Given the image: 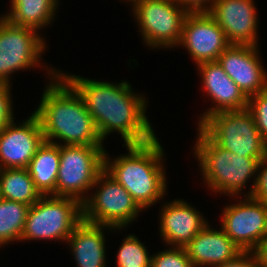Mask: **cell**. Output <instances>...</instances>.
I'll return each instance as SVG.
<instances>
[{
	"label": "cell",
	"mask_w": 267,
	"mask_h": 267,
	"mask_svg": "<svg viewBox=\"0 0 267 267\" xmlns=\"http://www.w3.org/2000/svg\"><path fill=\"white\" fill-rule=\"evenodd\" d=\"M184 46L196 65L217 61L230 45L219 24L208 12L189 13L178 46Z\"/></svg>",
	"instance_id": "obj_12"
},
{
	"label": "cell",
	"mask_w": 267,
	"mask_h": 267,
	"mask_svg": "<svg viewBox=\"0 0 267 267\" xmlns=\"http://www.w3.org/2000/svg\"><path fill=\"white\" fill-rule=\"evenodd\" d=\"M59 165V145L44 141L27 167L36 189L42 196H56V181Z\"/></svg>",
	"instance_id": "obj_20"
},
{
	"label": "cell",
	"mask_w": 267,
	"mask_h": 267,
	"mask_svg": "<svg viewBox=\"0 0 267 267\" xmlns=\"http://www.w3.org/2000/svg\"><path fill=\"white\" fill-rule=\"evenodd\" d=\"M160 214V236L166 245L185 247L208 222L190 203L176 199L164 204Z\"/></svg>",
	"instance_id": "obj_17"
},
{
	"label": "cell",
	"mask_w": 267,
	"mask_h": 267,
	"mask_svg": "<svg viewBox=\"0 0 267 267\" xmlns=\"http://www.w3.org/2000/svg\"><path fill=\"white\" fill-rule=\"evenodd\" d=\"M215 267H262L256 252L243 251L236 258L231 261L224 262L221 265Z\"/></svg>",
	"instance_id": "obj_29"
},
{
	"label": "cell",
	"mask_w": 267,
	"mask_h": 267,
	"mask_svg": "<svg viewBox=\"0 0 267 267\" xmlns=\"http://www.w3.org/2000/svg\"><path fill=\"white\" fill-rule=\"evenodd\" d=\"M256 179L253 181V185L244 195L250 196L257 201H261L264 204H267V155L259 161Z\"/></svg>",
	"instance_id": "obj_27"
},
{
	"label": "cell",
	"mask_w": 267,
	"mask_h": 267,
	"mask_svg": "<svg viewBox=\"0 0 267 267\" xmlns=\"http://www.w3.org/2000/svg\"><path fill=\"white\" fill-rule=\"evenodd\" d=\"M96 186V192L87 195L82 203V220L120 230L143 212L130 193L104 169L98 174L92 189Z\"/></svg>",
	"instance_id": "obj_7"
},
{
	"label": "cell",
	"mask_w": 267,
	"mask_h": 267,
	"mask_svg": "<svg viewBox=\"0 0 267 267\" xmlns=\"http://www.w3.org/2000/svg\"><path fill=\"white\" fill-rule=\"evenodd\" d=\"M262 267H267V236L261 242L259 248L255 251Z\"/></svg>",
	"instance_id": "obj_31"
},
{
	"label": "cell",
	"mask_w": 267,
	"mask_h": 267,
	"mask_svg": "<svg viewBox=\"0 0 267 267\" xmlns=\"http://www.w3.org/2000/svg\"><path fill=\"white\" fill-rule=\"evenodd\" d=\"M247 109L253 114L256 126L267 145V89L248 98Z\"/></svg>",
	"instance_id": "obj_26"
},
{
	"label": "cell",
	"mask_w": 267,
	"mask_h": 267,
	"mask_svg": "<svg viewBox=\"0 0 267 267\" xmlns=\"http://www.w3.org/2000/svg\"><path fill=\"white\" fill-rule=\"evenodd\" d=\"M49 69L50 80L53 81L46 85L40 105L34 111L40 120L45 141L58 145L103 146L83 98L60 71Z\"/></svg>",
	"instance_id": "obj_2"
},
{
	"label": "cell",
	"mask_w": 267,
	"mask_h": 267,
	"mask_svg": "<svg viewBox=\"0 0 267 267\" xmlns=\"http://www.w3.org/2000/svg\"><path fill=\"white\" fill-rule=\"evenodd\" d=\"M204 91L215 106L202 113L198 126L210 115L222 111L243 110L248 106V98L227 75L218 61L203 62L198 65Z\"/></svg>",
	"instance_id": "obj_16"
},
{
	"label": "cell",
	"mask_w": 267,
	"mask_h": 267,
	"mask_svg": "<svg viewBox=\"0 0 267 267\" xmlns=\"http://www.w3.org/2000/svg\"><path fill=\"white\" fill-rule=\"evenodd\" d=\"M151 267H193L184 247L172 246L151 257Z\"/></svg>",
	"instance_id": "obj_25"
},
{
	"label": "cell",
	"mask_w": 267,
	"mask_h": 267,
	"mask_svg": "<svg viewBox=\"0 0 267 267\" xmlns=\"http://www.w3.org/2000/svg\"><path fill=\"white\" fill-rule=\"evenodd\" d=\"M37 32L0 17V83L10 84L13 72L40 66L41 54L47 47Z\"/></svg>",
	"instance_id": "obj_10"
},
{
	"label": "cell",
	"mask_w": 267,
	"mask_h": 267,
	"mask_svg": "<svg viewBox=\"0 0 267 267\" xmlns=\"http://www.w3.org/2000/svg\"><path fill=\"white\" fill-rule=\"evenodd\" d=\"M189 13L209 12L216 0H174ZM209 3V6H208Z\"/></svg>",
	"instance_id": "obj_30"
},
{
	"label": "cell",
	"mask_w": 267,
	"mask_h": 267,
	"mask_svg": "<svg viewBox=\"0 0 267 267\" xmlns=\"http://www.w3.org/2000/svg\"><path fill=\"white\" fill-rule=\"evenodd\" d=\"M258 52V46L230 44L217 60L247 98L267 89V72Z\"/></svg>",
	"instance_id": "obj_14"
},
{
	"label": "cell",
	"mask_w": 267,
	"mask_h": 267,
	"mask_svg": "<svg viewBox=\"0 0 267 267\" xmlns=\"http://www.w3.org/2000/svg\"><path fill=\"white\" fill-rule=\"evenodd\" d=\"M117 252V267H151L152 256L134 234L123 240Z\"/></svg>",
	"instance_id": "obj_24"
},
{
	"label": "cell",
	"mask_w": 267,
	"mask_h": 267,
	"mask_svg": "<svg viewBox=\"0 0 267 267\" xmlns=\"http://www.w3.org/2000/svg\"><path fill=\"white\" fill-rule=\"evenodd\" d=\"M60 74L83 98L103 141L113 131L121 134L125 145L143 144L156 138L145 114L147 101L133 92L129 82L115 84Z\"/></svg>",
	"instance_id": "obj_1"
},
{
	"label": "cell",
	"mask_w": 267,
	"mask_h": 267,
	"mask_svg": "<svg viewBox=\"0 0 267 267\" xmlns=\"http://www.w3.org/2000/svg\"><path fill=\"white\" fill-rule=\"evenodd\" d=\"M200 127L218 146L242 157L264 158L267 145L253 114L243 110L222 111L207 117Z\"/></svg>",
	"instance_id": "obj_5"
},
{
	"label": "cell",
	"mask_w": 267,
	"mask_h": 267,
	"mask_svg": "<svg viewBox=\"0 0 267 267\" xmlns=\"http://www.w3.org/2000/svg\"><path fill=\"white\" fill-rule=\"evenodd\" d=\"M14 121L0 131V169L27 168L45 141L40 120L35 113L20 125Z\"/></svg>",
	"instance_id": "obj_13"
},
{
	"label": "cell",
	"mask_w": 267,
	"mask_h": 267,
	"mask_svg": "<svg viewBox=\"0 0 267 267\" xmlns=\"http://www.w3.org/2000/svg\"><path fill=\"white\" fill-rule=\"evenodd\" d=\"M126 1H132L131 3H133L132 5H134L137 1H140V0H126Z\"/></svg>",
	"instance_id": "obj_32"
},
{
	"label": "cell",
	"mask_w": 267,
	"mask_h": 267,
	"mask_svg": "<svg viewBox=\"0 0 267 267\" xmlns=\"http://www.w3.org/2000/svg\"><path fill=\"white\" fill-rule=\"evenodd\" d=\"M10 89V84L0 83V131L14 119Z\"/></svg>",
	"instance_id": "obj_28"
},
{
	"label": "cell",
	"mask_w": 267,
	"mask_h": 267,
	"mask_svg": "<svg viewBox=\"0 0 267 267\" xmlns=\"http://www.w3.org/2000/svg\"><path fill=\"white\" fill-rule=\"evenodd\" d=\"M116 228L82 220L68 237L77 267H106L105 229Z\"/></svg>",
	"instance_id": "obj_19"
},
{
	"label": "cell",
	"mask_w": 267,
	"mask_h": 267,
	"mask_svg": "<svg viewBox=\"0 0 267 267\" xmlns=\"http://www.w3.org/2000/svg\"><path fill=\"white\" fill-rule=\"evenodd\" d=\"M59 148L56 196L73 198L82 204L87 198L85 193L92 190L98 174L104 169V147L59 144Z\"/></svg>",
	"instance_id": "obj_8"
},
{
	"label": "cell",
	"mask_w": 267,
	"mask_h": 267,
	"mask_svg": "<svg viewBox=\"0 0 267 267\" xmlns=\"http://www.w3.org/2000/svg\"><path fill=\"white\" fill-rule=\"evenodd\" d=\"M0 196L29 206L42 197L27 168L0 169Z\"/></svg>",
	"instance_id": "obj_22"
},
{
	"label": "cell",
	"mask_w": 267,
	"mask_h": 267,
	"mask_svg": "<svg viewBox=\"0 0 267 267\" xmlns=\"http://www.w3.org/2000/svg\"><path fill=\"white\" fill-rule=\"evenodd\" d=\"M57 5L58 0H11L10 12L2 17L16 26L38 31L53 21Z\"/></svg>",
	"instance_id": "obj_21"
},
{
	"label": "cell",
	"mask_w": 267,
	"mask_h": 267,
	"mask_svg": "<svg viewBox=\"0 0 267 267\" xmlns=\"http://www.w3.org/2000/svg\"><path fill=\"white\" fill-rule=\"evenodd\" d=\"M254 0H216L208 12L230 44L258 46V21Z\"/></svg>",
	"instance_id": "obj_15"
},
{
	"label": "cell",
	"mask_w": 267,
	"mask_h": 267,
	"mask_svg": "<svg viewBox=\"0 0 267 267\" xmlns=\"http://www.w3.org/2000/svg\"><path fill=\"white\" fill-rule=\"evenodd\" d=\"M29 207L21 202L0 199V246L21 241Z\"/></svg>",
	"instance_id": "obj_23"
},
{
	"label": "cell",
	"mask_w": 267,
	"mask_h": 267,
	"mask_svg": "<svg viewBox=\"0 0 267 267\" xmlns=\"http://www.w3.org/2000/svg\"><path fill=\"white\" fill-rule=\"evenodd\" d=\"M194 152L203 181L213 192L241 196L247 181L257 174L262 158L242 157L218 146L200 127Z\"/></svg>",
	"instance_id": "obj_4"
},
{
	"label": "cell",
	"mask_w": 267,
	"mask_h": 267,
	"mask_svg": "<svg viewBox=\"0 0 267 267\" xmlns=\"http://www.w3.org/2000/svg\"><path fill=\"white\" fill-rule=\"evenodd\" d=\"M244 199L224 208L220 225L242 251L255 252L267 236V204Z\"/></svg>",
	"instance_id": "obj_11"
},
{
	"label": "cell",
	"mask_w": 267,
	"mask_h": 267,
	"mask_svg": "<svg viewBox=\"0 0 267 267\" xmlns=\"http://www.w3.org/2000/svg\"><path fill=\"white\" fill-rule=\"evenodd\" d=\"M128 154L110 159L104 153V170L121 184L144 210L163 199L166 173L163 148L157 138L143 144L126 145ZM162 161V162H161Z\"/></svg>",
	"instance_id": "obj_3"
},
{
	"label": "cell",
	"mask_w": 267,
	"mask_h": 267,
	"mask_svg": "<svg viewBox=\"0 0 267 267\" xmlns=\"http://www.w3.org/2000/svg\"><path fill=\"white\" fill-rule=\"evenodd\" d=\"M132 7L145 44L152 48L178 46L187 10L174 0H140Z\"/></svg>",
	"instance_id": "obj_9"
},
{
	"label": "cell",
	"mask_w": 267,
	"mask_h": 267,
	"mask_svg": "<svg viewBox=\"0 0 267 267\" xmlns=\"http://www.w3.org/2000/svg\"><path fill=\"white\" fill-rule=\"evenodd\" d=\"M193 267H215L231 261L243 251L221 230L207 224L184 247Z\"/></svg>",
	"instance_id": "obj_18"
},
{
	"label": "cell",
	"mask_w": 267,
	"mask_h": 267,
	"mask_svg": "<svg viewBox=\"0 0 267 267\" xmlns=\"http://www.w3.org/2000/svg\"><path fill=\"white\" fill-rule=\"evenodd\" d=\"M82 221V204L73 198L42 196L28 209L21 241H67Z\"/></svg>",
	"instance_id": "obj_6"
}]
</instances>
